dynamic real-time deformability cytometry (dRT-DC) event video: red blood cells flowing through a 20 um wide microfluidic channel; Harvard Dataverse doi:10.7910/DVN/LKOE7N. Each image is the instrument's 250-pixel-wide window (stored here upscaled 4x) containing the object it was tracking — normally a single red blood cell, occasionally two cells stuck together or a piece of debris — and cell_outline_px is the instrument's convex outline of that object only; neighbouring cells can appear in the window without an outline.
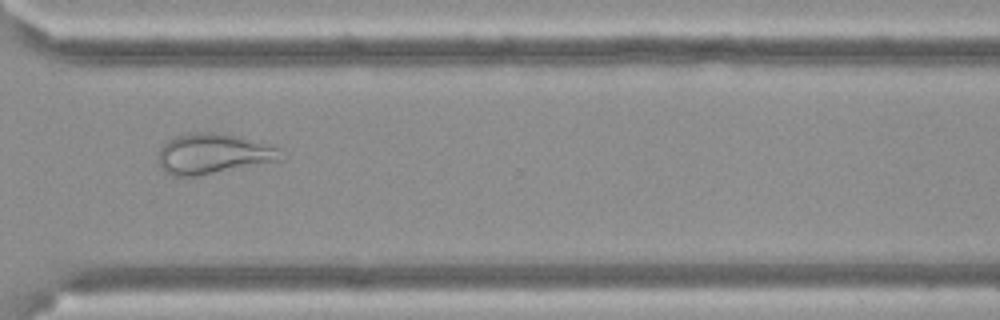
{"species": "Egyptian fruit bat (a non-hibernating species)", "species_latin": "Rousettus aegyptiacus", "temperature_condition": "cold", "stored_images_in_passage": 11, "camera_frame_rate_fps": 3000, "um_per_image_px": 0.085, "frame": {"image": 1, "passage_image": 8, "time_ms": 2.333, "image_size_px": [1000, 320], "cell_outline_px": [[288, 156], [284, 160], [200, 176], [172, 176], [164, 172], [160, 164], [160, 148], [168, 140], [176, 136], [196, 132], [216, 132], [276, 144], [284, 148]], "centroid_in_image_um": [18.3, 13.08], "position_along_channel_um": 352.3, "area_um2": 29.65}}
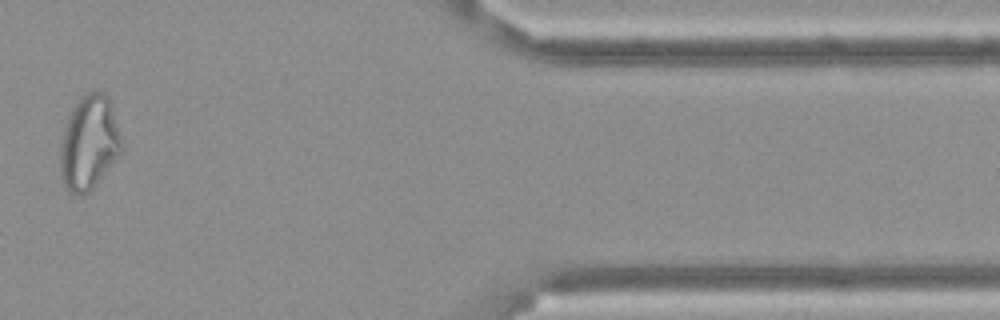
{"frame": {"image": 2, "passage_image": 10, "time_ms": 3.0, "image_size_px": [1000, 320], "cell_outline_px": [[124, 152], [92, 188], [88, 192], [80, 196], [72, 192], [64, 184], [60, 172], [60, 148], [64, 128], [68, 116], [72, 108], [80, 96], [84, 92], [104, 92], [112, 108], [124, 144]], "centroid_in_image_um": [7.59, 12.13], "position_along_channel_um": 403.8, "area_um2": 33.87}}